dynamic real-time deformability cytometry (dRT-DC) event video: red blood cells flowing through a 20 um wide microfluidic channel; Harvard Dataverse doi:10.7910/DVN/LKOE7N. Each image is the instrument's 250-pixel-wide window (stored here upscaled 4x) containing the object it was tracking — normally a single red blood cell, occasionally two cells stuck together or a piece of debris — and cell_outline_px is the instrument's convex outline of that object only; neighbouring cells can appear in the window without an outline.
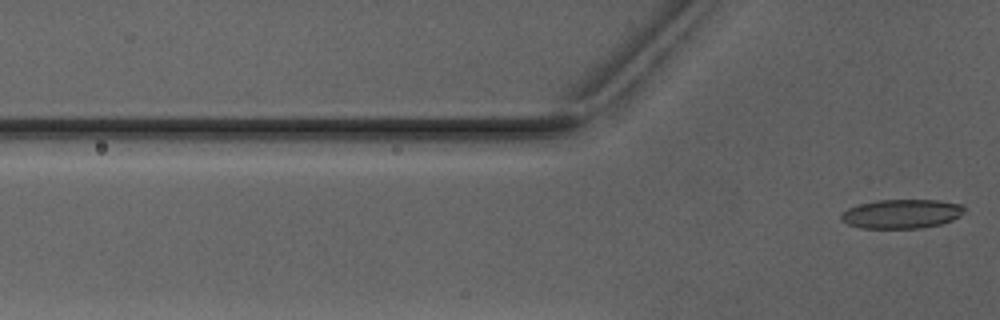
{"species": "Egyptian fruit bat (a non-hibernating species)", "species_latin": "Rousettus aegyptiacus", "temperature_condition": "warm", "stored_images_in_passage": 4, "camera_frame_rate_fps": 3000, "um_per_image_px": 0.085, "animal": {"sex": "male"}, "frame": {"image": 1, "passage_image": 4, "time_ms": 3.667, "image_size_px": [1000, 320], "cell_outline_px": [[964, 212], [960, 216], [952, 220], [940, 224], [920, 228], [864, 228], [848, 224], [840, 220], [840, 212], [848, 208], [860, 204], [876, 200], [936, 200], [964, 204]], "centroid_in_image_um": [76.63, 18.17], "position_along_channel_um": 49.2, "area_um2": 20.98}}